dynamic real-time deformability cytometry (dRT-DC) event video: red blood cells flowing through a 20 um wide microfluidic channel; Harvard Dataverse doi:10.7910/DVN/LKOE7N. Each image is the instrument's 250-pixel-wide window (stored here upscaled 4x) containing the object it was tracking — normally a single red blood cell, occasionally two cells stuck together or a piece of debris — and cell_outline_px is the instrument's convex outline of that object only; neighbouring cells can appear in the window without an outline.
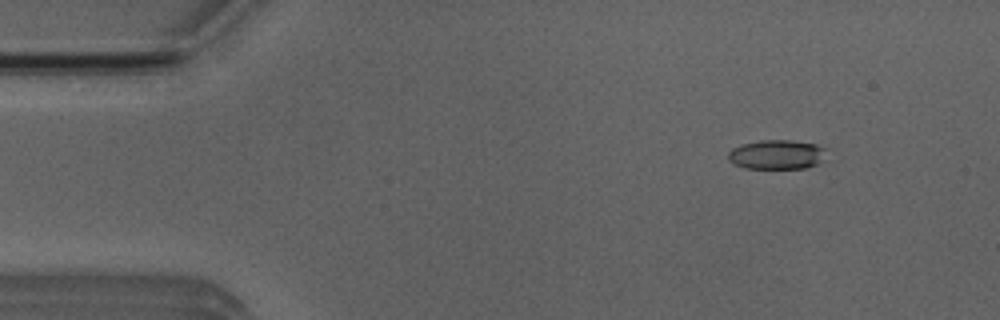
{"species": "Egyptian fruit bat (a non-hibernating species)", "species_latin": "Rousettus aegyptiacus", "temperature_condition": "room temperature", "stored_images_in_passage": 4, "camera_frame_rate_fps": 3000, "um_per_image_px": 0.085, "animal": {"sex": "male"}, "frame": {"image": 1, "passage_image": 2, "time_ms": 1.0, "image_size_px": [1000, 320], "cell_outline_px": [[824, 148], [820, 164], [804, 168], [744, 168], [732, 164], [728, 160], [728, 152], [732, 148], [744, 144], [760, 140], [792, 140], [816, 144]], "centroid_in_image_um": [65.98, 13.14], "position_along_channel_um": 19.0, "area_um2": 16.76}}